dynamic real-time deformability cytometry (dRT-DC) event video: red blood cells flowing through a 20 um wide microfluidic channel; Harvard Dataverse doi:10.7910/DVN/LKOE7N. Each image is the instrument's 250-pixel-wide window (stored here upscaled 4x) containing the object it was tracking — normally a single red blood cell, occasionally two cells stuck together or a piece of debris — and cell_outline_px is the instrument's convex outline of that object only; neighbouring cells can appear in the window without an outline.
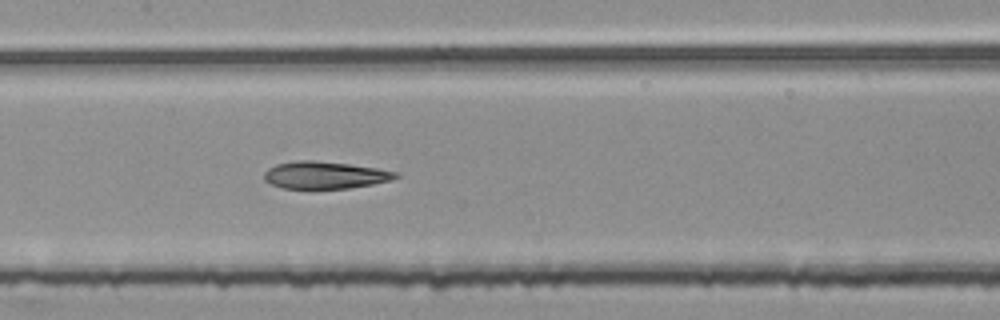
{"species": "common noctule bat (a hibernating species)", "species_latin": "Nyctalus noctula", "temperature_condition": "room temperature", "stored_images_in_passage": 47, "segment_of_instrument_passage": [2, 2], "camera_frame_rate_fps": 3000, "um_per_image_px": 0.085, "animal": {"sex": "female", "body_mass_g": 25.1}, "frame": {"image": 1, "passage_image": 20, "time_ms": 6.333, "image_size_px": [1000, 320], "cell_outline_px": [[400, 176], [392, 180], [372, 184], [348, 188], [284, 188], [272, 184], [264, 180], [264, 172], [268, 168], [276, 164], [300, 160], [312, 160], [348, 164], [376, 168], [400, 172]], "centroid_in_image_um": [27.64, 14.88], "position_along_channel_um": 179.8, "area_um2": 20.75}}
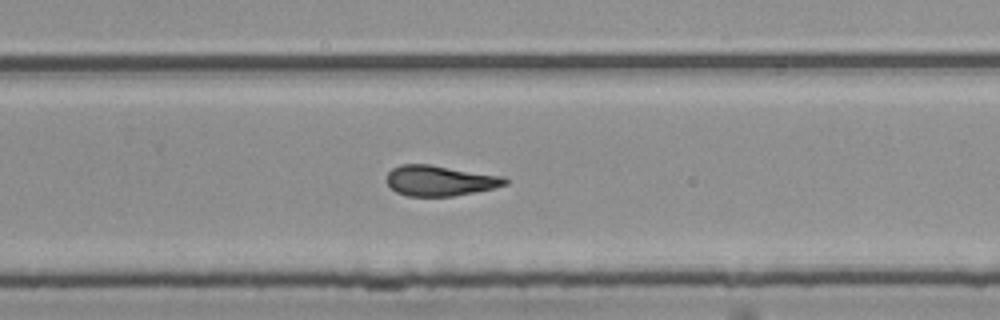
{"frame": {"image": 2, "passage_image": 29, "time_ms": 9.333, "image_size_px": [1000, 320], "cell_outline_px": [[508, 184], [496, 188], [452, 196], [408, 196], [396, 192], [384, 180], [388, 172], [392, 168], [400, 164], [428, 164], [504, 176], [508, 180]], "centroid_in_image_um": [37.38, 15.35], "position_along_channel_um": 292.4, "area_um2": 21.15}}
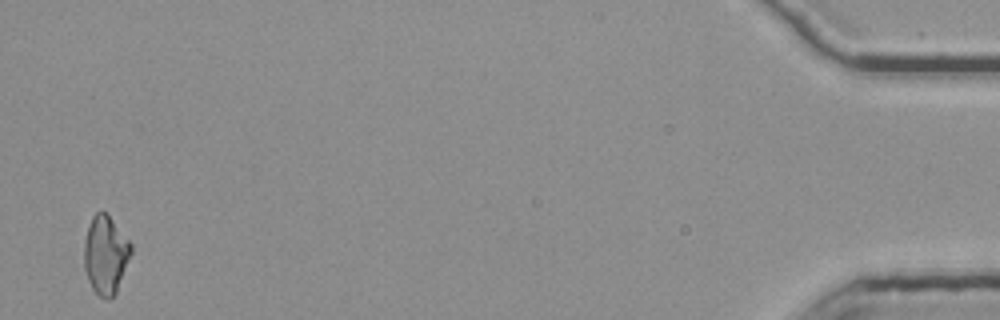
{"frame": {"image": 3, "passage_image": 47, "time_ms": 15.333, "image_size_px": [1000, 320], "cell_outline_px": [[132, 252], [116, 292], [108, 300], [104, 300], [92, 288], [88, 280], [84, 268], [84, 244], [88, 228], [92, 216], [96, 212], [104, 212], [108, 216], [132, 244]], "centroid_in_image_um": [8.96, 21.69], "position_along_channel_um": 426.2, "area_um2": 21.1}}